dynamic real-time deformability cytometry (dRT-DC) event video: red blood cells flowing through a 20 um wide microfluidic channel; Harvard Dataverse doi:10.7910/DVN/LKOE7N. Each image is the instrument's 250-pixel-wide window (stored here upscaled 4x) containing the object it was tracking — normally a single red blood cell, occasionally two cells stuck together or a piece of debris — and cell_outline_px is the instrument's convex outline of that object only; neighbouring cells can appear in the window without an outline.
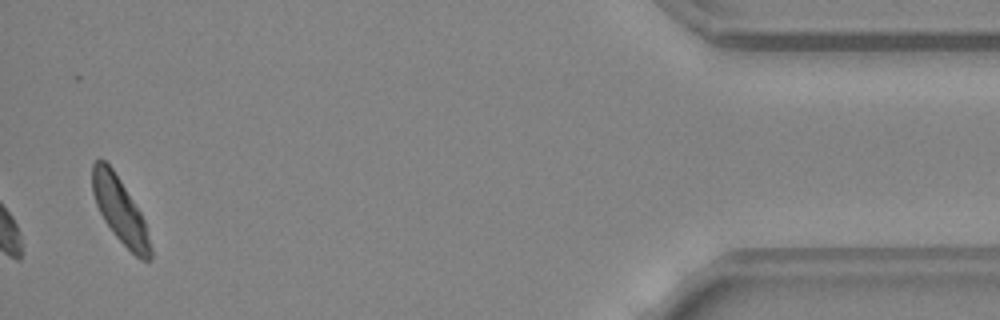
{"species": "common noctule bat (a hibernating species)", "species_latin": "Nyctalus noctula", "temperature_condition": "warm", "stored_images_in_passage": 31, "camera_frame_rate_fps": 3000, "um_per_image_px": 0.085, "animal": {"sex": "female", "body_mass_g": 24.6, "forearm_length_mm": 56.2}, "frame": {"image": 1, "passage_image": 31, "time_ms": 10.0, "image_size_px": [1000, 320], "cell_outline_px": [[152, 260], [140, 260], [112, 232], [104, 220], [96, 204], [92, 192], [92, 164], [96, 160], [104, 160], [112, 168], [120, 180], [140, 212], [144, 220], [152, 248]], "centroid_in_image_um": [10.2, 17.9], "position_along_channel_um": 425.0, "area_um2": 21.79}, "authors_computed_cell_mechanics": {"area_um2": 19.5942, "velocity_mm_per_s": 4.4924, "shape_relaxation_time_tau1_ms": 2.0764, "shape_relaxation_time_tau2_ms": null, "deformation_change_tau1": 0.0947, "deformation_change_tau2": null}}